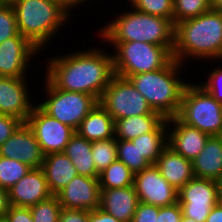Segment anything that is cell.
I'll return each mask as SVG.
<instances>
[{
	"instance_id": "1",
	"label": "cell",
	"mask_w": 222,
	"mask_h": 222,
	"mask_svg": "<svg viewBox=\"0 0 222 222\" xmlns=\"http://www.w3.org/2000/svg\"><path fill=\"white\" fill-rule=\"evenodd\" d=\"M90 46L71 49L72 52L65 51L67 53L61 55L51 53V57L45 58L47 64L43 65L46 67L43 75L57 89L89 94L100 100L115 76L113 56L105 46Z\"/></svg>"
},
{
	"instance_id": "2",
	"label": "cell",
	"mask_w": 222,
	"mask_h": 222,
	"mask_svg": "<svg viewBox=\"0 0 222 222\" xmlns=\"http://www.w3.org/2000/svg\"><path fill=\"white\" fill-rule=\"evenodd\" d=\"M172 55L185 66L190 62L191 66L192 61L204 65L207 61L206 64L218 61L222 55V12L210 9L196 18L177 23Z\"/></svg>"
},
{
	"instance_id": "3",
	"label": "cell",
	"mask_w": 222,
	"mask_h": 222,
	"mask_svg": "<svg viewBox=\"0 0 222 222\" xmlns=\"http://www.w3.org/2000/svg\"><path fill=\"white\" fill-rule=\"evenodd\" d=\"M126 8L122 7V13L117 11L110 21L102 22L104 26H97L94 34L103 40L101 44L139 41L164 46L173 52L175 26L171 20L139 12L130 5Z\"/></svg>"
},
{
	"instance_id": "4",
	"label": "cell",
	"mask_w": 222,
	"mask_h": 222,
	"mask_svg": "<svg viewBox=\"0 0 222 222\" xmlns=\"http://www.w3.org/2000/svg\"><path fill=\"white\" fill-rule=\"evenodd\" d=\"M12 7L18 32L46 53L48 45L54 44L63 33L61 29H67L73 19L55 0H16Z\"/></svg>"
},
{
	"instance_id": "5",
	"label": "cell",
	"mask_w": 222,
	"mask_h": 222,
	"mask_svg": "<svg viewBox=\"0 0 222 222\" xmlns=\"http://www.w3.org/2000/svg\"><path fill=\"white\" fill-rule=\"evenodd\" d=\"M185 67L188 66L172 59L162 69L132 75L128 79L145 97L154 112L169 119L176 117L184 90L191 81L184 76Z\"/></svg>"
},
{
	"instance_id": "6",
	"label": "cell",
	"mask_w": 222,
	"mask_h": 222,
	"mask_svg": "<svg viewBox=\"0 0 222 222\" xmlns=\"http://www.w3.org/2000/svg\"><path fill=\"white\" fill-rule=\"evenodd\" d=\"M105 46L110 50L114 48L111 53L115 75L126 79L139 73L162 69L173 59L166 47L146 42H107Z\"/></svg>"
},
{
	"instance_id": "7",
	"label": "cell",
	"mask_w": 222,
	"mask_h": 222,
	"mask_svg": "<svg viewBox=\"0 0 222 222\" xmlns=\"http://www.w3.org/2000/svg\"><path fill=\"white\" fill-rule=\"evenodd\" d=\"M191 79L184 90L176 117L210 136L222 134V104Z\"/></svg>"
},
{
	"instance_id": "8",
	"label": "cell",
	"mask_w": 222,
	"mask_h": 222,
	"mask_svg": "<svg viewBox=\"0 0 222 222\" xmlns=\"http://www.w3.org/2000/svg\"><path fill=\"white\" fill-rule=\"evenodd\" d=\"M43 95L45 98L36 104L49 116L64 123L75 131L82 120L99 103V100L89 94L81 92H69L57 89L44 75ZM46 94V95H45Z\"/></svg>"
},
{
	"instance_id": "9",
	"label": "cell",
	"mask_w": 222,
	"mask_h": 222,
	"mask_svg": "<svg viewBox=\"0 0 222 222\" xmlns=\"http://www.w3.org/2000/svg\"><path fill=\"white\" fill-rule=\"evenodd\" d=\"M99 103L114 121L131 116L161 115L152 110L129 79L117 75L104 90Z\"/></svg>"
},
{
	"instance_id": "10",
	"label": "cell",
	"mask_w": 222,
	"mask_h": 222,
	"mask_svg": "<svg viewBox=\"0 0 222 222\" xmlns=\"http://www.w3.org/2000/svg\"><path fill=\"white\" fill-rule=\"evenodd\" d=\"M182 215L196 222H206L212 208L220 203L217 181L193 178L178 191Z\"/></svg>"
},
{
	"instance_id": "11",
	"label": "cell",
	"mask_w": 222,
	"mask_h": 222,
	"mask_svg": "<svg viewBox=\"0 0 222 222\" xmlns=\"http://www.w3.org/2000/svg\"><path fill=\"white\" fill-rule=\"evenodd\" d=\"M40 53L43 52L20 33L3 41L0 44V77H31L27 76L30 68L41 73L38 68L31 67L33 59L38 58V55L40 60Z\"/></svg>"
},
{
	"instance_id": "12",
	"label": "cell",
	"mask_w": 222,
	"mask_h": 222,
	"mask_svg": "<svg viewBox=\"0 0 222 222\" xmlns=\"http://www.w3.org/2000/svg\"><path fill=\"white\" fill-rule=\"evenodd\" d=\"M26 123L32 129L44 155L64 152L71 136L76 132L70 126L49 116L37 104Z\"/></svg>"
},
{
	"instance_id": "13",
	"label": "cell",
	"mask_w": 222,
	"mask_h": 222,
	"mask_svg": "<svg viewBox=\"0 0 222 222\" xmlns=\"http://www.w3.org/2000/svg\"><path fill=\"white\" fill-rule=\"evenodd\" d=\"M29 83H32L30 77H0V114L16 117L23 123L27 121L36 105L37 101L35 99L38 100L39 98L36 94L35 96L32 95L36 87L32 88L34 84ZM30 85L31 89H29ZM32 89L33 92H31Z\"/></svg>"
},
{
	"instance_id": "14",
	"label": "cell",
	"mask_w": 222,
	"mask_h": 222,
	"mask_svg": "<svg viewBox=\"0 0 222 222\" xmlns=\"http://www.w3.org/2000/svg\"><path fill=\"white\" fill-rule=\"evenodd\" d=\"M134 187L139 202L159 207L178 202V190L162 177L155 164L134 174Z\"/></svg>"
},
{
	"instance_id": "15",
	"label": "cell",
	"mask_w": 222,
	"mask_h": 222,
	"mask_svg": "<svg viewBox=\"0 0 222 222\" xmlns=\"http://www.w3.org/2000/svg\"><path fill=\"white\" fill-rule=\"evenodd\" d=\"M0 156L15 159L31 168H40L44 160L40 144L26 122L0 146Z\"/></svg>"
},
{
	"instance_id": "16",
	"label": "cell",
	"mask_w": 222,
	"mask_h": 222,
	"mask_svg": "<svg viewBox=\"0 0 222 222\" xmlns=\"http://www.w3.org/2000/svg\"><path fill=\"white\" fill-rule=\"evenodd\" d=\"M56 196L62 208L88 211L97 209L101 197L99 179L77 175Z\"/></svg>"
},
{
	"instance_id": "17",
	"label": "cell",
	"mask_w": 222,
	"mask_h": 222,
	"mask_svg": "<svg viewBox=\"0 0 222 222\" xmlns=\"http://www.w3.org/2000/svg\"><path fill=\"white\" fill-rule=\"evenodd\" d=\"M168 146L185 159H195L210 137L199 129L182 123L177 117L167 119Z\"/></svg>"
},
{
	"instance_id": "18",
	"label": "cell",
	"mask_w": 222,
	"mask_h": 222,
	"mask_svg": "<svg viewBox=\"0 0 222 222\" xmlns=\"http://www.w3.org/2000/svg\"><path fill=\"white\" fill-rule=\"evenodd\" d=\"M10 205L31 207L53 196L48 188L42 168L30 171L8 190Z\"/></svg>"
},
{
	"instance_id": "19",
	"label": "cell",
	"mask_w": 222,
	"mask_h": 222,
	"mask_svg": "<svg viewBox=\"0 0 222 222\" xmlns=\"http://www.w3.org/2000/svg\"><path fill=\"white\" fill-rule=\"evenodd\" d=\"M134 185L125 188H101L99 208L120 222H132L138 204Z\"/></svg>"
},
{
	"instance_id": "20",
	"label": "cell",
	"mask_w": 222,
	"mask_h": 222,
	"mask_svg": "<svg viewBox=\"0 0 222 222\" xmlns=\"http://www.w3.org/2000/svg\"><path fill=\"white\" fill-rule=\"evenodd\" d=\"M41 168L47 180L48 188L54 196L78 175L73 163L64 152L44 155Z\"/></svg>"
},
{
	"instance_id": "21",
	"label": "cell",
	"mask_w": 222,
	"mask_h": 222,
	"mask_svg": "<svg viewBox=\"0 0 222 222\" xmlns=\"http://www.w3.org/2000/svg\"><path fill=\"white\" fill-rule=\"evenodd\" d=\"M163 178L178 191L194 178L192 161L167 146L155 164Z\"/></svg>"
},
{
	"instance_id": "22",
	"label": "cell",
	"mask_w": 222,
	"mask_h": 222,
	"mask_svg": "<svg viewBox=\"0 0 222 222\" xmlns=\"http://www.w3.org/2000/svg\"><path fill=\"white\" fill-rule=\"evenodd\" d=\"M192 166L195 178L217 181L222 174V136H210Z\"/></svg>"
},
{
	"instance_id": "23",
	"label": "cell",
	"mask_w": 222,
	"mask_h": 222,
	"mask_svg": "<svg viewBox=\"0 0 222 222\" xmlns=\"http://www.w3.org/2000/svg\"><path fill=\"white\" fill-rule=\"evenodd\" d=\"M115 121L98 103L82 120L76 132L88 141L107 140L115 137Z\"/></svg>"
},
{
	"instance_id": "24",
	"label": "cell",
	"mask_w": 222,
	"mask_h": 222,
	"mask_svg": "<svg viewBox=\"0 0 222 222\" xmlns=\"http://www.w3.org/2000/svg\"><path fill=\"white\" fill-rule=\"evenodd\" d=\"M64 153L73 163L78 175L97 177V170L94 160L92 159L91 141H88L75 132L66 145Z\"/></svg>"
},
{
	"instance_id": "25",
	"label": "cell",
	"mask_w": 222,
	"mask_h": 222,
	"mask_svg": "<svg viewBox=\"0 0 222 222\" xmlns=\"http://www.w3.org/2000/svg\"><path fill=\"white\" fill-rule=\"evenodd\" d=\"M166 119L162 115H140L115 121V138L132 140L145 133L155 131Z\"/></svg>"
},
{
	"instance_id": "26",
	"label": "cell",
	"mask_w": 222,
	"mask_h": 222,
	"mask_svg": "<svg viewBox=\"0 0 222 222\" xmlns=\"http://www.w3.org/2000/svg\"><path fill=\"white\" fill-rule=\"evenodd\" d=\"M131 141L150 164H156L158 157L168 146L167 119L155 131L140 135Z\"/></svg>"
},
{
	"instance_id": "27",
	"label": "cell",
	"mask_w": 222,
	"mask_h": 222,
	"mask_svg": "<svg viewBox=\"0 0 222 222\" xmlns=\"http://www.w3.org/2000/svg\"><path fill=\"white\" fill-rule=\"evenodd\" d=\"M100 188L115 189L134 185V173L118 159L99 174Z\"/></svg>"
},
{
	"instance_id": "28",
	"label": "cell",
	"mask_w": 222,
	"mask_h": 222,
	"mask_svg": "<svg viewBox=\"0 0 222 222\" xmlns=\"http://www.w3.org/2000/svg\"><path fill=\"white\" fill-rule=\"evenodd\" d=\"M117 159L124 163L134 174L141 172L151 164L140 154L131 140L117 139Z\"/></svg>"
},
{
	"instance_id": "29",
	"label": "cell",
	"mask_w": 222,
	"mask_h": 222,
	"mask_svg": "<svg viewBox=\"0 0 222 222\" xmlns=\"http://www.w3.org/2000/svg\"><path fill=\"white\" fill-rule=\"evenodd\" d=\"M92 159L97 170V178L111 163L117 160V139L92 142Z\"/></svg>"
},
{
	"instance_id": "30",
	"label": "cell",
	"mask_w": 222,
	"mask_h": 222,
	"mask_svg": "<svg viewBox=\"0 0 222 222\" xmlns=\"http://www.w3.org/2000/svg\"><path fill=\"white\" fill-rule=\"evenodd\" d=\"M210 9V0H173V24L196 18Z\"/></svg>"
},
{
	"instance_id": "31",
	"label": "cell",
	"mask_w": 222,
	"mask_h": 222,
	"mask_svg": "<svg viewBox=\"0 0 222 222\" xmlns=\"http://www.w3.org/2000/svg\"><path fill=\"white\" fill-rule=\"evenodd\" d=\"M31 167L15 159L0 156V187L9 190L21 178H23Z\"/></svg>"
},
{
	"instance_id": "32",
	"label": "cell",
	"mask_w": 222,
	"mask_h": 222,
	"mask_svg": "<svg viewBox=\"0 0 222 222\" xmlns=\"http://www.w3.org/2000/svg\"><path fill=\"white\" fill-rule=\"evenodd\" d=\"M125 2L139 12L163 17L173 22V0H126Z\"/></svg>"
},
{
	"instance_id": "33",
	"label": "cell",
	"mask_w": 222,
	"mask_h": 222,
	"mask_svg": "<svg viewBox=\"0 0 222 222\" xmlns=\"http://www.w3.org/2000/svg\"><path fill=\"white\" fill-rule=\"evenodd\" d=\"M61 209L58 197L54 195L30 207L33 222H58Z\"/></svg>"
},
{
	"instance_id": "34",
	"label": "cell",
	"mask_w": 222,
	"mask_h": 222,
	"mask_svg": "<svg viewBox=\"0 0 222 222\" xmlns=\"http://www.w3.org/2000/svg\"><path fill=\"white\" fill-rule=\"evenodd\" d=\"M213 62H216L215 67L213 66V69L210 68L204 72L205 74L207 73L206 78L204 76L205 81L203 79L202 83L200 81L197 82L208 93H210L217 102L222 104V65L219 64L220 60H218V62ZM216 64L218 65L216 66Z\"/></svg>"
},
{
	"instance_id": "35",
	"label": "cell",
	"mask_w": 222,
	"mask_h": 222,
	"mask_svg": "<svg viewBox=\"0 0 222 222\" xmlns=\"http://www.w3.org/2000/svg\"><path fill=\"white\" fill-rule=\"evenodd\" d=\"M18 33L13 7L0 5V44Z\"/></svg>"
},
{
	"instance_id": "36",
	"label": "cell",
	"mask_w": 222,
	"mask_h": 222,
	"mask_svg": "<svg viewBox=\"0 0 222 222\" xmlns=\"http://www.w3.org/2000/svg\"><path fill=\"white\" fill-rule=\"evenodd\" d=\"M22 123L16 117L0 114V146L11 137Z\"/></svg>"
},
{
	"instance_id": "37",
	"label": "cell",
	"mask_w": 222,
	"mask_h": 222,
	"mask_svg": "<svg viewBox=\"0 0 222 222\" xmlns=\"http://www.w3.org/2000/svg\"><path fill=\"white\" fill-rule=\"evenodd\" d=\"M159 206L138 202L132 222H156Z\"/></svg>"
},
{
	"instance_id": "38",
	"label": "cell",
	"mask_w": 222,
	"mask_h": 222,
	"mask_svg": "<svg viewBox=\"0 0 222 222\" xmlns=\"http://www.w3.org/2000/svg\"><path fill=\"white\" fill-rule=\"evenodd\" d=\"M3 222H33L30 207H18L10 205L5 213Z\"/></svg>"
},
{
	"instance_id": "39",
	"label": "cell",
	"mask_w": 222,
	"mask_h": 222,
	"mask_svg": "<svg viewBox=\"0 0 222 222\" xmlns=\"http://www.w3.org/2000/svg\"><path fill=\"white\" fill-rule=\"evenodd\" d=\"M182 210L179 202L169 206L159 207L156 222H181Z\"/></svg>"
},
{
	"instance_id": "40",
	"label": "cell",
	"mask_w": 222,
	"mask_h": 222,
	"mask_svg": "<svg viewBox=\"0 0 222 222\" xmlns=\"http://www.w3.org/2000/svg\"><path fill=\"white\" fill-rule=\"evenodd\" d=\"M58 222H89V211L62 208Z\"/></svg>"
},
{
	"instance_id": "41",
	"label": "cell",
	"mask_w": 222,
	"mask_h": 222,
	"mask_svg": "<svg viewBox=\"0 0 222 222\" xmlns=\"http://www.w3.org/2000/svg\"><path fill=\"white\" fill-rule=\"evenodd\" d=\"M89 222H120L111 214L97 208L89 211Z\"/></svg>"
},
{
	"instance_id": "42",
	"label": "cell",
	"mask_w": 222,
	"mask_h": 222,
	"mask_svg": "<svg viewBox=\"0 0 222 222\" xmlns=\"http://www.w3.org/2000/svg\"><path fill=\"white\" fill-rule=\"evenodd\" d=\"M64 10H66L71 16L75 14V10L79 7L85 8L87 5L85 2H89L91 0H55ZM95 1V0H92ZM84 3V4H83Z\"/></svg>"
},
{
	"instance_id": "43",
	"label": "cell",
	"mask_w": 222,
	"mask_h": 222,
	"mask_svg": "<svg viewBox=\"0 0 222 222\" xmlns=\"http://www.w3.org/2000/svg\"><path fill=\"white\" fill-rule=\"evenodd\" d=\"M10 207L8 190L0 187V220L5 216V213Z\"/></svg>"
},
{
	"instance_id": "44",
	"label": "cell",
	"mask_w": 222,
	"mask_h": 222,
	"mask_svg": "<svg viewBox=\"0 0 222 222\" xmlns=\"http://www.w3.org/2000/svg\"><path fill=\"white\" fill-rule=\"evenodd\" d=\"M206 222H222V204L214 206L206 219Z\"/></svg>"
},
{
	"instance_id": "45",
	"label": "cell",
	"mask_w": 222,
	"mask_h": 222,
	"mask_svg": "<svg viewBox=\"0 0 222 222\" xmlns=\"http://www.w3.org/2000/svg\"><path fill=\"white\" fill-rule=\"evenodd\" d=\"M210 8L222 12V0H210Z\"/></svg>"
},
{
	"instance_id": "46",
	"label": "cell",
	"mask_w": 222,
	"mask_h": 222,
	"mask_svg": "<svg viewBox=\"0 0 222 222\" xmlns=\"http://www.w3.org/2000/svg\"><path fill=\"white\" fill-rule=\"evenodd\" d=\"M16 0H0L1 6H12Z\"/></svg>"
},
{
	"instance_id": "47",
	"label": "cell",
	"mask_w": 222,
	"mask_h": 222,
	"mask_svg": "<svg viewBox=\"0 0 222 222\" xmlns=\"http://www.w3.org/2000/svg\"><path fill=\"white\" fill-rule=\"evenodd\" d=\"M219 196H222V174L217 180Z\"/></svg>"
},
{
	"instance_id": "48",
	"label": "cell",
	"mask_w": 222,
	"mask_h": 222,
	"mask_svg": "<svg viewBox=\"0 0 222 222\" xmlns=\"http://www.w3.org/2000/svg\"><path fill=\"white\" fill-rule=\"evenodd\" d=\"M181 222H196V221L193 219H189L187 217L182 216Z\"/></svg>"
}]
</instances>
